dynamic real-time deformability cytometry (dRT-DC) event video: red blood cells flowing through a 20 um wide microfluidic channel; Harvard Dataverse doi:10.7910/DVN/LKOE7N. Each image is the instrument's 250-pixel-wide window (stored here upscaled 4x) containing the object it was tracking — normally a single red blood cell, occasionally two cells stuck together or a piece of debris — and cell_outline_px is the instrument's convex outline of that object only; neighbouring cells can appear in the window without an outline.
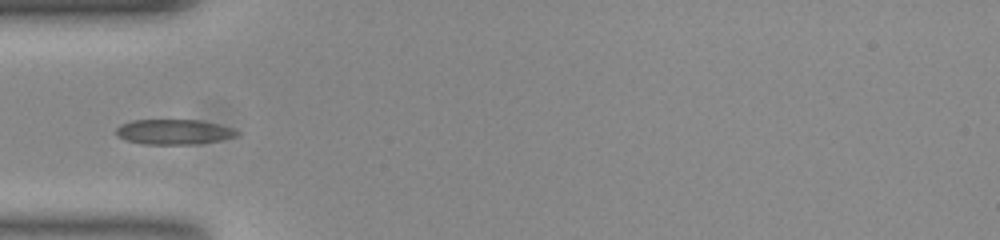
{"species": "common noctule bat (a hibernating species)", "species_latin": "Nyctalus noctula", "temperature_condition": "room temperature", "stored_images_in_passage": 38, "camera_frame_rate_fps": 3000, "um_per_image_px": 0.085, "animal": {"sex": "female", "body_mass_g": 23.0, "forearm_length_mm": 53.4}, "frame": {"image": 1, "passage_image": 1, "time_ms": 0.0, "image_size_px": [1000, 240], "cell_outline_px": [[240, 132], [236, 136], [220, 140], [196, 144], [144, 144], [128, 140], [116, 136], [116, 128], [120, 124], [132, 120], [200, 120], [220, 124], [232, 128]], "centroid_in_image_um": [14.77, 11.2], "position_along_channel_um": 70.2, "area_um2": 17.69}}
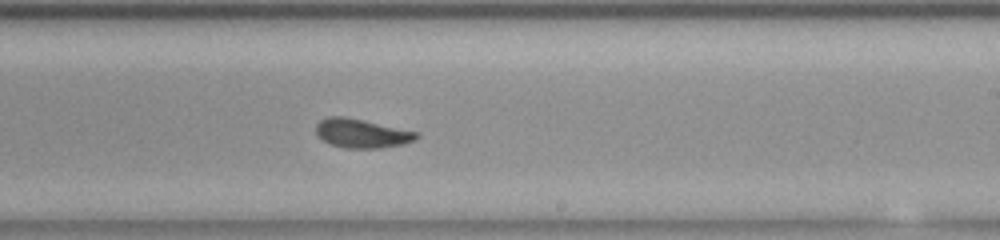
{"frame": {"image": 2, "passage_image": 16, "time_ms": 5.0, "image_size_px": [1000, 240], "cell_outline_px": [[420, 136], [416, 140], [404, 144], [380, 148], [344, 148], [332, 144], [316, 136], [316, 124], [320, 120], [328, 116], [344, 116], [364, 120], [420, 132]], "centroid_in_image_um": [30.78, 11.33], "position_along_channel_um": 258.2, "area_um2": 17.17}}
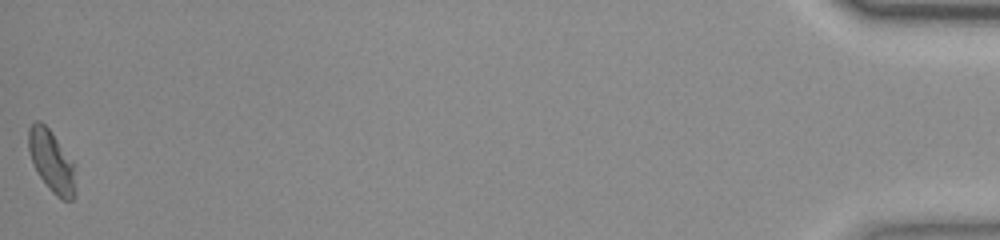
{"frame": {"image": 3, "passage_image": 38, "time_ms": 12.333, "image_size_px": [1000, 240], "cell_outline_px": [[76, 192], [72, 200], [60, 200], [48, 188], [36, 172], [32, 164], [28, 148], [28, 128], [36, 120], [40, 120], [52, 132], [72, 160]], "centroid_in_image_um": [4.36, 13.72], "position_along_channel_um": 430.8, "area_um2": 17.05}}